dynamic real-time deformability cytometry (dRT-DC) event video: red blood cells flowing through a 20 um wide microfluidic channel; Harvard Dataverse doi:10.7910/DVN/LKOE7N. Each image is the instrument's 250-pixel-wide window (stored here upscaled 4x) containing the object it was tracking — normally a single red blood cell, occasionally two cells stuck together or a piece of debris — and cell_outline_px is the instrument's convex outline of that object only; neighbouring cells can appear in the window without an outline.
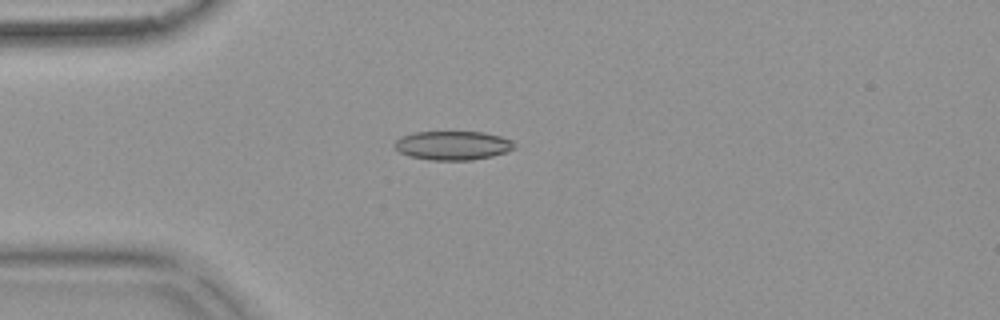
{"species": "common noctule bat (a hibernating species)", "species_latin": "Nyctalus noctula", "temperature_condition": "warm", "stored_images_in_passage": 41, "camera_frame_rate_fps": 3000, "um_per_image_px": 0.085, "animal": {"sex": "female", "body_mass_g": 18.4}, "frame": {"image": 1, "passage_image": 1, "time_ms": 0.0, "image_size_px": [1000, 320], "cell_outline_px": [[516, 148], [492, 156], [472, 160], [428, 160], [408, 156], [400, 152], [396, 148], [396, 140], [404, 136], [416, 132], [484, 132], [500, 136], [512, 140]], "centroid_in_image_um": [38.51, 12.37], "position_along_channel_um": 46.5, "area_um2": 20.06}}
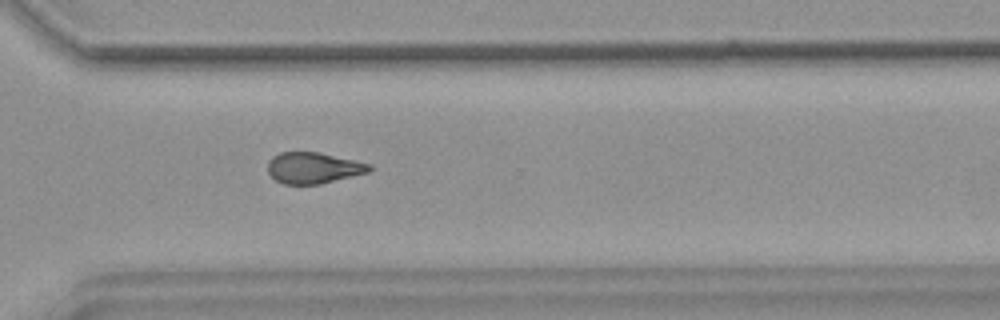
{"frame": {"image": 2, "passage_image": 26, "time_ms": 8.333, "image_size_px": [1000, 320], "cell_outline_px": [[376, 168], [368, 172], [320, 184], [284, 184], [276, 180], [268, 172], [268, 160], [272, 156], [280, 152], [320, 152], [372, 164]], "centroid_in_image_um": [26.66, 14.26], "position_along_channel_um": 343.9, "area_um2": 18.55}}
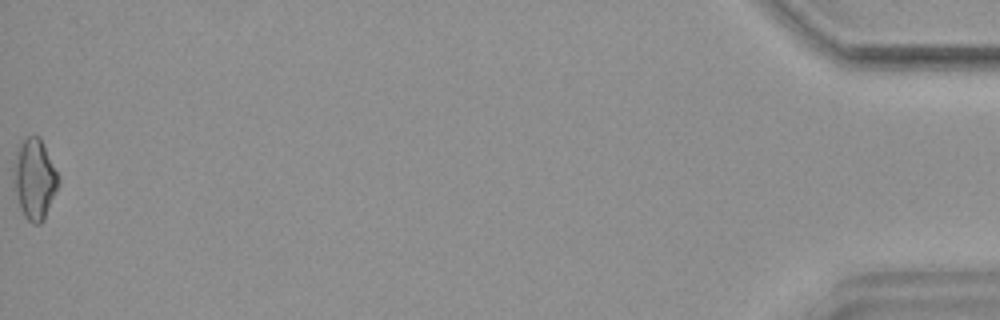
{"frame": {"image": 3, "passage_image": 41, "time_ms": 13.333, "image_size_px": [1000, 320], "cell_outline_px": [[60, 180], [44, 220], [40, 224], [32, 224], [24, 216], [20, 208], [12, 184], [12, 168], [16, 148], [28, 136], [40, 136], [60, 176]], "centroid_in_image_um": [2.91, 15.21], "position_along_channel_um": 432.3, "area_um2": 21.44}, "authors_computed_cell_mechanics": {"area_um2": 19.1318, "velocity_mm_per_s": 3.7674, "shape_relaxation_time_tau1_ms": null, "shape_relaxation_time_tau2_ms": 3.7972, "deformation_change_tau1": null, "deformation_change_tau2": 0.1102}}